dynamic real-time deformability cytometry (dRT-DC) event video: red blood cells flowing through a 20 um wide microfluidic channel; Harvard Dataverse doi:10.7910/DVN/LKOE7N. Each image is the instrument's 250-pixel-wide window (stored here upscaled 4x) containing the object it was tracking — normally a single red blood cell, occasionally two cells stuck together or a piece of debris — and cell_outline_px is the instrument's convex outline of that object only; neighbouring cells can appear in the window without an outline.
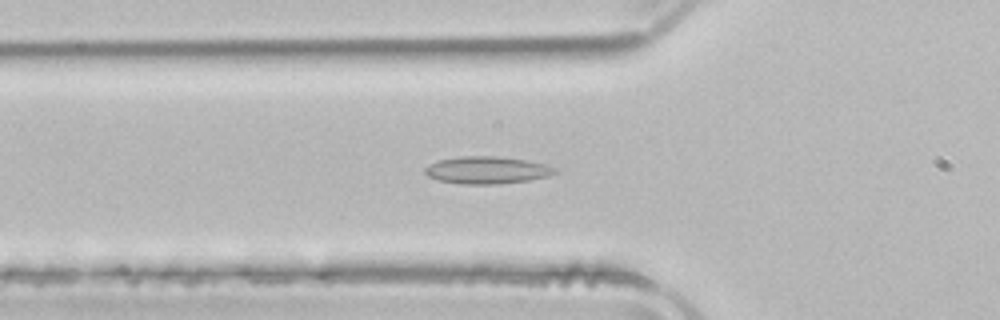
{"species": "common noctule bat (a hibernating species)", "species_latin": "Nyctalus noctula", "temperature_condition": "room temperature", "stored_images_in_passage": 38, "camera_frame_rate_fps": 3000, "um_per_image_px": 0.085, "animal": {"sex": "male", "body_mass_g": 21.5, "forearm_length_mm": 52.0}, "frame": {"image": 1, "passage_image": 11, "time_ms": 3.333, "image_size_px": [1000, 320], "cell_outline_px": [[556, 172], [548, 176], [528, 180], [500, 184], [460, 184], [440, 180], [428, 176], [424, 172], [424, 168], [428, 164], [440, 160], [460, 156], [496, 156], [524, 160], [544, 164], [556, 168]], "centroid_in_image_um": [41.36, 14.46], "position_along_channel_um": 84.4, "area_um2": 20.52}}
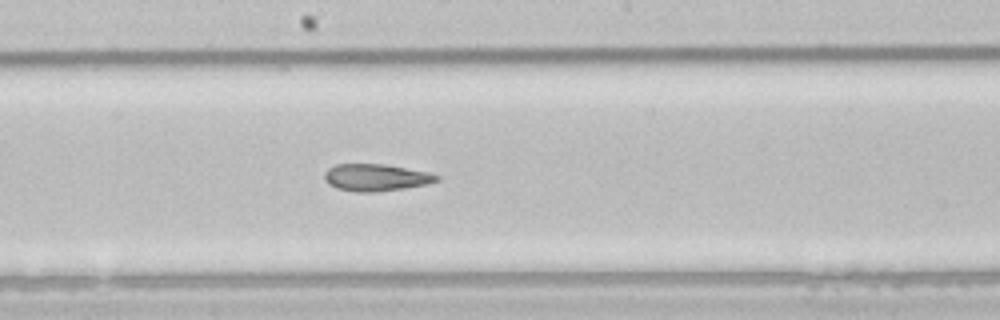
{"frame": {"image": 2, "passage_image": 21, "time_ms": 6.667, "image_size_px": [1000, 320], "cell_outline_px": [[440, 180], [428, 184], [404, 188], [376, 192], [356, 192], [336, 188], [328, 184], [324, 180], [324, 172], [328, 168], [336, 164], [384, 164], [428, 172], [440, 176]], "centroid_in_image_um": [31.94, 15.09], "position_along_channel_um": 216.3, "area_um2": 17.8}}
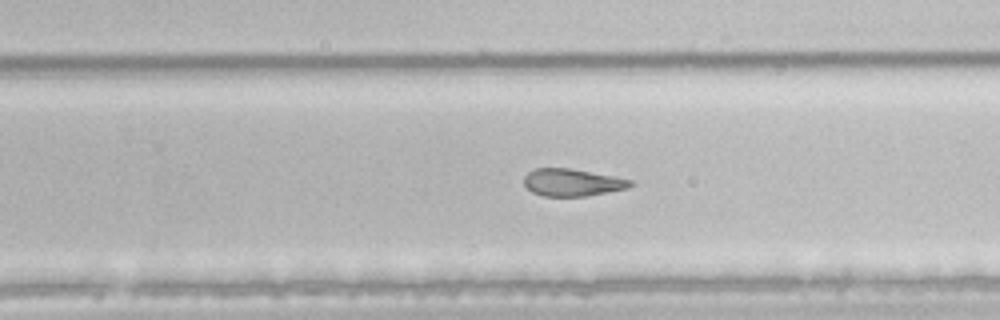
{"frame": {"image": 3, "passage_image": 26, "time_ms": 8.333, "image_size_px": [1000, 320], "cell_outline_px": [[636, 184], [628, 188], [588, 196], [544, 196], [532, 192], [524, 184], [524, 176], [528, 172], [536, 168], [568, 168], [612, 176], [632, 180]], "centroid_in_image_um": [48.65, 15.51], "position_along_channel_um": 281.1, "area_um2": 16.88}, "authors_computed_cell_mechanics": {"area_um2": 18.6405, "velocity_mm_per_s": 3.9244, "shape_relaxation_time_tau1_ms": null, "shape_relaxation_time_tau2_ms": 4.7686, "deformation_change_tau1": null, "deformation_change_tau2": 0.1168}}